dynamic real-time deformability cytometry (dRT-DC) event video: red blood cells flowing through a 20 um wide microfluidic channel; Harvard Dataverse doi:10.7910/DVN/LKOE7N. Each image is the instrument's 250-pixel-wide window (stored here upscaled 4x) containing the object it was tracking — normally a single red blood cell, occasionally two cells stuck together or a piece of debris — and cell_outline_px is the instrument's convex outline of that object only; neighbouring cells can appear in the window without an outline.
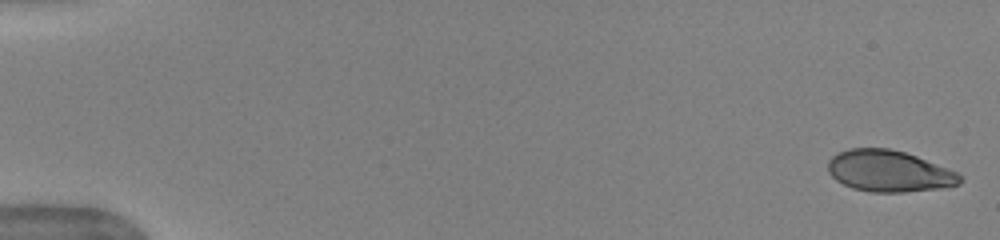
{"species": "human", "species_latin": "Homo sapiens", "temperature_condition": "warm", "stored_images_in_passage": 51, "camera_frame_rate_fps": 3000, "um_per_image_px": 0.085, "donor": {"sex": "female"}, "frame": {"image": 1, "passage_image": 1, "time_ms": 0.0, "image_size_px": [1000, 240], "cell_outline_px": [[960, 184], [940, 188], [904, 192], [872, 192], [852, 188], [836, 180], [828, 172], [828, 160], [832, 156], [840, 152], [852, 148], [888, 148], [904, 152], [916, 156], [956, 172], [960, 176]], "centroid_in_image_um": [75.53, 14.55], "position_along_channel_um": 9.5, "area_um2": 31.5}}
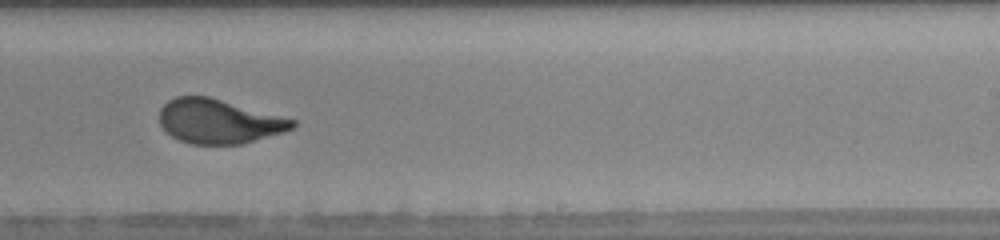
{"frame": {"image": 2, "passage_image": 33, "time_ms": 10.667, "image_size_px": [1000, 240], "cell_outline_px": [[296, 124], [292, 128], [284, 132], [244, 144], [192, 144], [180, 140], [172, 136], [160, 124], [160, 108], [168, 100], [176, 96], [208, 96], [296, 120]], "centroid_in_image_um": [18.6, 10.32], "position_along_channel_um": 270.4, "area_um2": 34.16}}
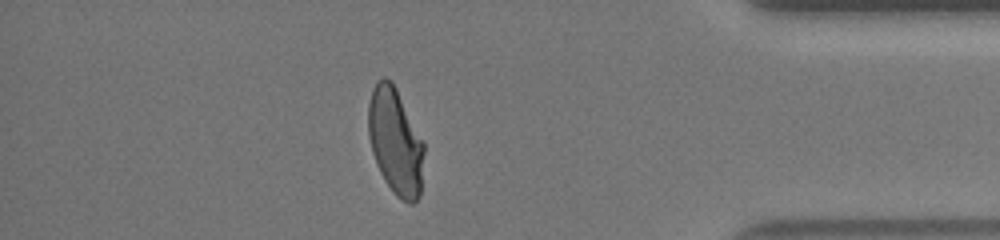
{"frame": {"image": 3, "passage_image": 45, "time_ms": 14.667, "image_size_px": [1000, 240], "cell_outline_px": [[424, 152], [420, 196], [412, 204], [408, 204], [400, 200], [392, 192], [384, 180], [380, 172], [372, 152], [368, 136], [368, 104], [372, 88], [376, 80], [384, 76], [392, 80], [424, 140]], "centroid_in_image_um": [33.61, 12.01], "position_along_channel_um": 401.6, "area_um2": 35.2}, "authors_computed_cell_mechanics": {"area_um2": 34.969, "velocity_mm_per_s": 3.9655, "shape_relaxation_time_tau1_ms": 4.064, "shape_relaxation_time_tau2_ms": null, "deformation_change_tau1": 0.1859, "deformation_change_tau2": null}}